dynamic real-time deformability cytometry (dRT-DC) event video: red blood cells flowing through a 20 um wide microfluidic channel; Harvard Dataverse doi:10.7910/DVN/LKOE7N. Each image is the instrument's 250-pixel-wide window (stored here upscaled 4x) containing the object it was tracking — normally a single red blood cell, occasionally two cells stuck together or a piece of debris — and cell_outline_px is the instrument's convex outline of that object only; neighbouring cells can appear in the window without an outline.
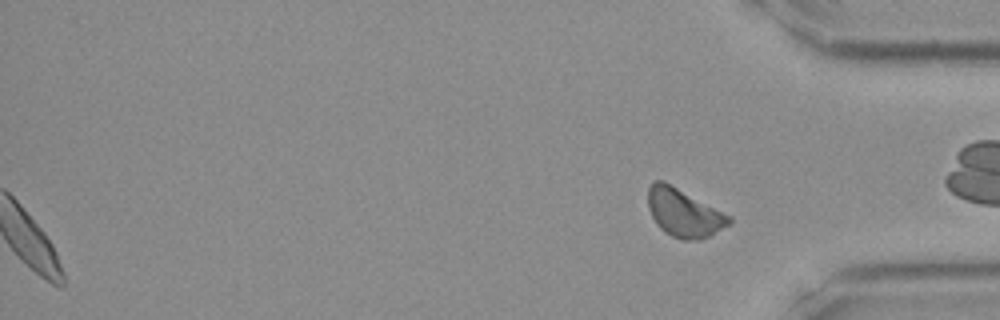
{"species": "Egyptian fruit bat (a non-hibernating species)", "species_latin": "Rousettus aegyptiacus", "temperature_condition": "room temperature", "stored_images_in_passage": 37, "segment_of_instrument_passage": [2, 2], "camera_frame_rate_fps": 3000, "um_per_image_px": 0.085, "frame": {"image": 1, "passage_image": 37, "time_ms": 12.0, "image_size_px": [1000, 320], "cell_outline_px": [[732, 224], [700, 240], [684, 240], [672, 236], [664, 232], [656, 224], [648, 208], [648, 188], [656, 180], [664, 180], [732, 216]], "centroid_in_image_um": [58.15, 18.09], "position_along_channel_um": 377.1, "area_um2": 22.89}}